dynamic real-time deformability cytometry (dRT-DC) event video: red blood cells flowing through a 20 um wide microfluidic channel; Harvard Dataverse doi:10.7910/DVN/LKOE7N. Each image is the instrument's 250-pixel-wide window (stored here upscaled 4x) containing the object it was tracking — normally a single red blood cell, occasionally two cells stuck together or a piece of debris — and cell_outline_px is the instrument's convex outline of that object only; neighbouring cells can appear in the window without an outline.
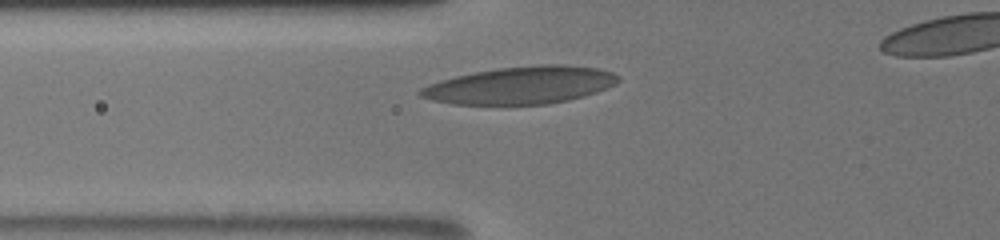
{"species": "human", "species_latin": "Homo sapiens", "temperature_condition": "room temperature", "stored_images_in_passage": 3, "segment_of_instrument_passage": [1, 2], "camera_frame_rate_fps": 3000, "um_per_image_px": 0.085, "donor": {"sex": "male"}, "frame": {"image": 1, "passage_image": 2, "time_ms": 1.0, "image_size_px": [1000, 240], "cell_outline_px": [[620, 80], [616, 84], [596, 92], [584, 96], [568, 100], [548, 104], [452, 104], [432, 100], [420, 96], [416, 92], [420, 88], [428, 84], [440, 80], [456, 76], [476, 72], [500, 68], [536, 64], [564, 64], [600, 68], [612, 72], [620, 76]], "centroid_in_image_um": [44.28, 7.24], "position_along_channel_um": 81.5, "area_um2": 43.23}}